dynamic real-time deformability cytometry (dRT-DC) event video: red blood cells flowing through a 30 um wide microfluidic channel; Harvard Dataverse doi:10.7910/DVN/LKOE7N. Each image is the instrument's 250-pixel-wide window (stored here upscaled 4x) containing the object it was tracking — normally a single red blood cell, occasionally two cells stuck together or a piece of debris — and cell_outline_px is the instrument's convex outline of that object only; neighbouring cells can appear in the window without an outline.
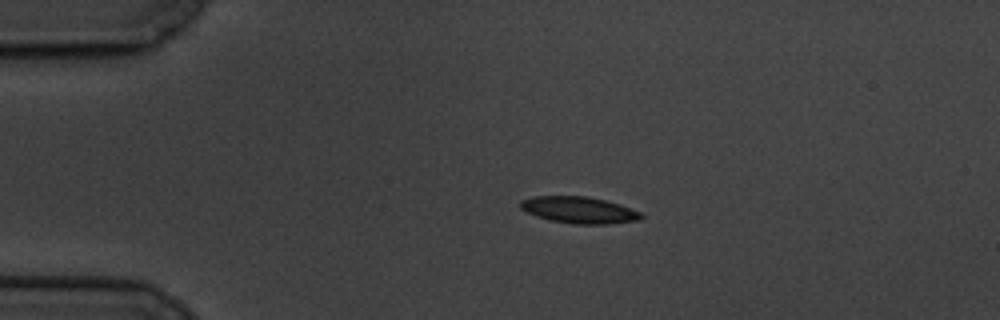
{"species": "common noctule bat (a hibernating species)", "species_latin": "Nyctalus noctula", "temperature_condition": "cold", "stored_images_in_passage": 4, "camera_frame_rate_fps": 3000, "um_per_image_px": 0.085, "animal": {"sex": "male", "body_mass_g": 19.5, "forearm_length_mm": 54.6}, "frame": {"image": 1, "passage_image": 1, "time_ms": 0.0, "image_size_px": [1000, 320], "cell_outline_px": [[644, 216], [636, 220], [608, 224], [576, 224], [548, 220], [536, 216], [520, 208], [520, 200], [532, 196], [588, 196], [620, 204], [640, 212]], "centroid_in_image_um": [49.18, 17.84], "position_along_channel_um": 35.8, "area_um2": 18.67}}
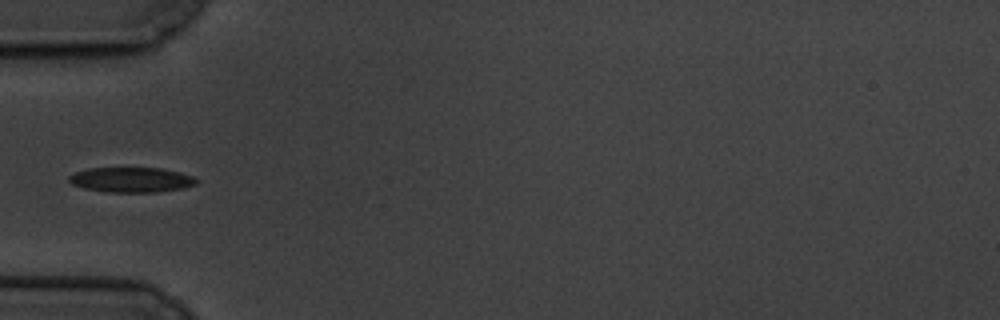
{"frame": {"image": 2, "passage_image": 3, "time_ms": 2.333, "image_size_px": [1000, 320], "cell_outline_px": [[200, 180], [196, 184], [180, 188], [156, 192], [108, 192], [84, 188], [72, 184], [68, 180], [68, 176], [76, 172], [88, 168], [160, 168], [180, 172], [192, 176]], "centroid_in_image_um": [11.16, 15.27], "position_along_channel_um": 73.8, "area_um2": 18.5}}
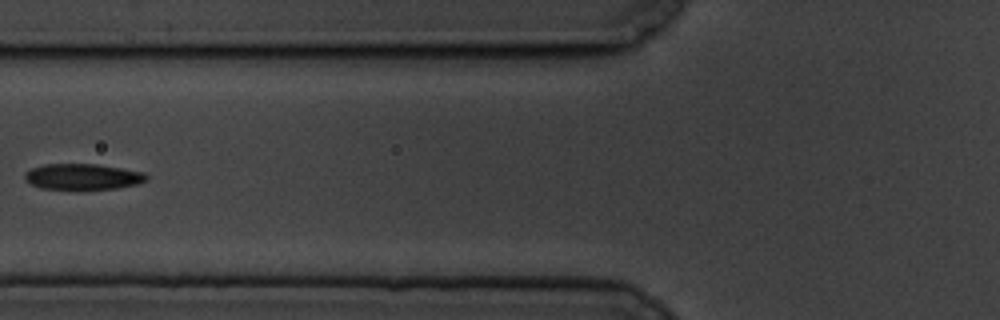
{"frame": {"image": 3, "passage_image": 4, "time_ms": 3.667, "image_size_px": [1000, 320], "cell_outline_px": [[148, 180], [136, 184], [116, 188], [40, 188], [32, 184], [24, 176], [24, 172], [32, 168], [44, 164], [96, 164], [144, 172], [148, 176]], "centroid_in_image_um": [7.05, 15.0], "position_along_channel_um": 118.8, "area_um2": 17.92}}